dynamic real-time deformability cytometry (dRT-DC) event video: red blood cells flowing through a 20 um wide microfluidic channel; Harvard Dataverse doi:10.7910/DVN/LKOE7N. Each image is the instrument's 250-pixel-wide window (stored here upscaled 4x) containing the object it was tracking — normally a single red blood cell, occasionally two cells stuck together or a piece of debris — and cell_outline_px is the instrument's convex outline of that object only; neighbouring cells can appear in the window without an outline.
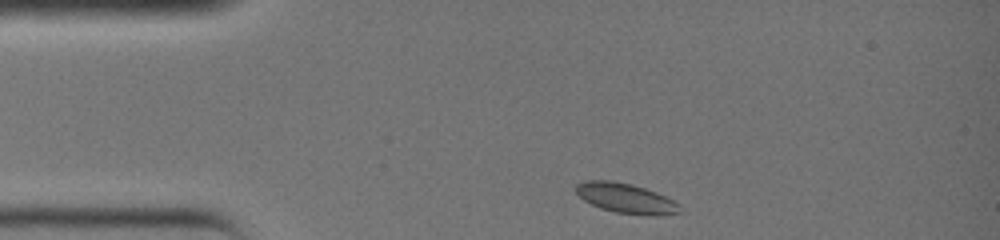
{"species": "common noctule bat (a hibernating species)", "species_latin": "Nyctalus noctula", "temperature_condition": "warm", "stored_images_in_passage": 27, "camera_frame_rate_fps": 3000, "um_per_image_px": 0.085, "animal": {"sex": "female", "body_mass_g": 19.0, "forearm_length_mm": 51.5}, "frame": {"image": 1, "passage_image": 1, "time_ms": 0.0, "image_size_px": [1000, 240], "cell_outline_px": [[684, 212], [664, 216], [652, 216], [616, 212], [600, 208], [584, 200], [576, 192], [576, 184], [584, 180], [612, 180], [632, 184], [656, 192], [680, 204]], "centroid_in_image_um": [53.25, 16.86], "position_along_channel_um": 31.7, "area_um2": 18.32}}
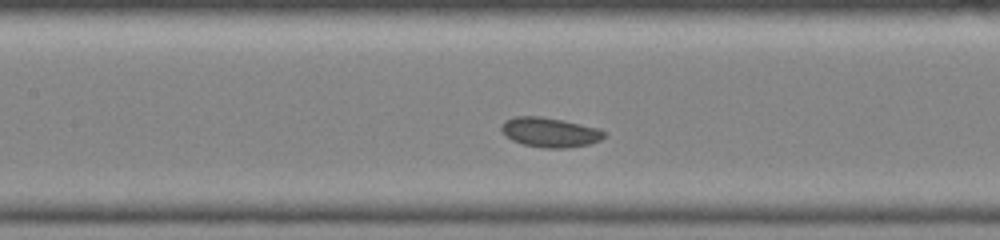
{"frame": {"image": 2, "passage_image": 11, "time_ms": 3.333, "image_size_px": [1000, 240], "cell_outline_px": [[608, 136], [600, 140], [588, 144], [564, 148], [544, 148], [524, 144], [512, 140], [504, 136], [500, 128], [500, 124], [504, 120], [516, 116], [540, 116], [600, 128], [608, 132]], "centroid_in_image_um": [46.74, 11.24], "position_along_channel_um": 160.7, "area_um2": 17.92}}
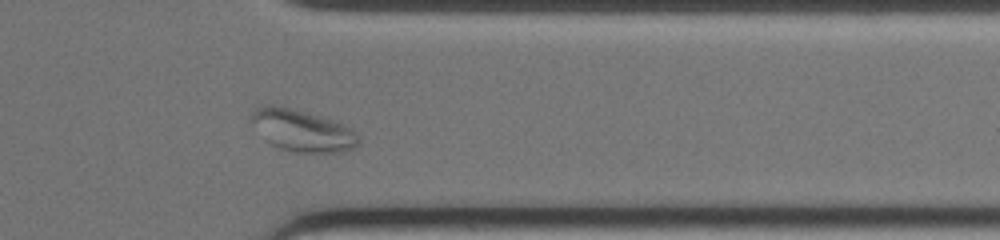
{"frame": {"image": 3, "passage_image": 24, "time_ms": 7.667, "image_size_px": [1000, 240], "cell_outline_px": [[360, 144], [344, 152], [296, 152], [276, 148], [264, 140], [248, 120], [248, 116], [256, 108], [268, 104], [272, 104], [320, 116], [344, 124], [352, 128], [360, 136]], "centroid_in_image_um": [25.66, 11.1], "position_along_channel_um": 385.7, "area_um2": 26.47}}